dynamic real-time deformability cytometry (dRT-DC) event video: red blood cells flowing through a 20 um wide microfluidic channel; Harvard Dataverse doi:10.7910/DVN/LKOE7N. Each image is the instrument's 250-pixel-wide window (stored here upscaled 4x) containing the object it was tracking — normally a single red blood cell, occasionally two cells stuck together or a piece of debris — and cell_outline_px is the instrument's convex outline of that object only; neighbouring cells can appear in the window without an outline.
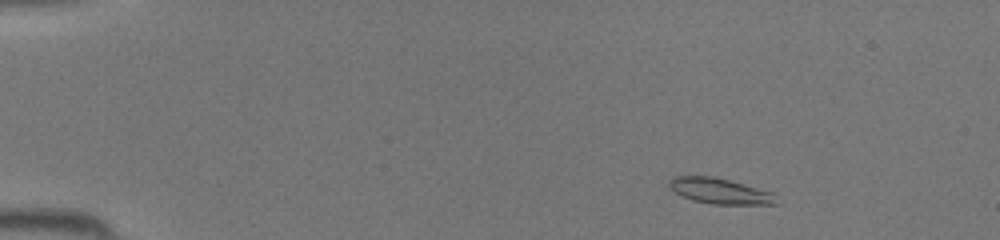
{"species": "common noctule bat (a hibernating species)", "species_latin": "Nyctalus noctula", "temperature_condition": "room temperature", "stored_images_in_passage": 41, "camera_frame_rate_fps": 3000, "um_per_image_px": 0.085, "animal": {"sex": "female", "body_mass_g": 19.5, "forearm_length_mm": 54.1}, "frame": {"image": 1, "passage_image": 3, "time_ms": 0.667, "image_size_px": [1000, 240], "cell_outline_px": [[780, 204], [712, 204], [692, 200], [668, 188], [668, 180], [672, 176], [712, 176], [728, 180], [772, 192]], "centroid_in_image_um": [61.16, 16.23], "position_along_channel_um": 23.8, "area_um2": 15.9}}
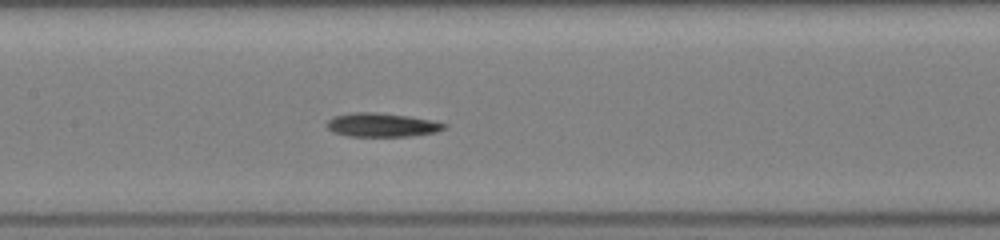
{"frame": {"image": 2, "passage_image": 19, "time_ms": 6.0, "image_size_px": [1000, 240], "cell_outline_px": [[448, 124], [444, 128], [436, 132], [412, 136], [348, 136], [332, 132], [324, 124], [332, 116], [352, 112], [376, 112], [408, 116]], "centroid_in_image_um": [32.38, 10.62], "position_along_channel_um": 175.0, "area_um2": 16.3}}
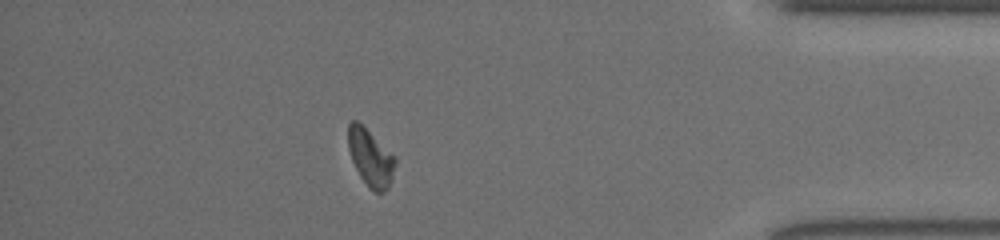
{"frame": {"image": 3, "passage_image": 36, "time_ms": 11.667, "image_size_px": [1000, 240], "cell_outline_px": [[396, 164], [388, 188], [384, 192], [376, 192], [368, 188], [360, 176], [352, 160], [348, 148], [348, 124], [352, 120], [356, 120], [396, 156]], "centroid_in_image_um": [31.5, 13.41], "position_along_channel_um": 403.7, "area_um2": 15.55}}